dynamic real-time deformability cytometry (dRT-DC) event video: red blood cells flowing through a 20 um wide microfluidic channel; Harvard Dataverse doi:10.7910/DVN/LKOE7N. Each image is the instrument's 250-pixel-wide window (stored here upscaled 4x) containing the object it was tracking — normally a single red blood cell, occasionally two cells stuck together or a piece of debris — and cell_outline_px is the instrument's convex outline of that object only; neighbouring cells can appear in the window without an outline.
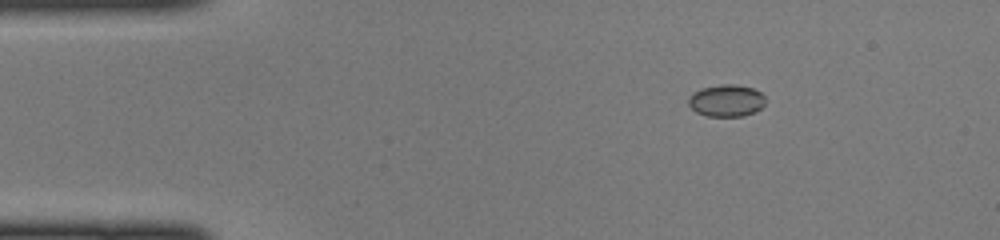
{"species": "common noctule bat (a hibernating species)", "species_latin": "Nyctalus noctula", "temperature_condition": "cold", "stored_images_in_passage": 41, "camera_frame_rate_fps": 3000, "um_per_image_px": 0.085, "animal": {"sex": "female", "body_mass_g": 22.0, "forearm_length_mm": 56.7}, "frame": {"image": 1, "passage_image": 1, "time_ms": 0.0, "image_size_px": [1000, 240], "cell_outline_px": [[764, 104], [760, 108], [744, 116], [708, 116], [696, 112], [688, 104], [688, 96], [692, 92], [700, 88], [724, 84], [736, 84], [752, 88], [760, 92], [764, 96]], "centroid_in_image_um": [61.7, 8.54], "position_along_channel_um": 23.3, "area_um2": 14.33}}
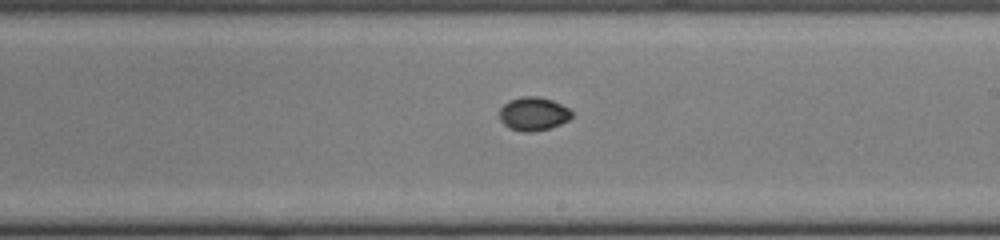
{"frame": {"image": 2, "passage_image": 21, "time_ms": 6.667, "image_size_px": [1000, 240], "cell_outline_px": [[572, 116], [568, 120], [560, 124], [548, 128], [532, 132], [524, 132], [508, 128], [500, 120], [500, 108], [508, 100], [524, 96], [540, 96], [552, 100], [568, 108], [572, 112]], "centroid_in_image_um": [45.32, 9.67], "position_along_channel_um": 243.7, "area_um2": 14.1}}
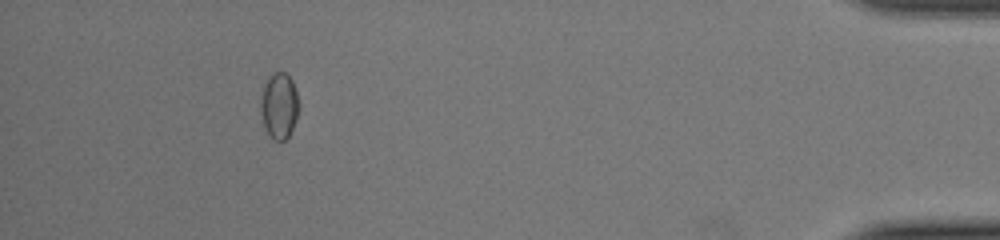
{"frame": {"image": 3, "passage_image": 37, "time_ms": 12.0, "image_size_px": [1000, 240], "cell_outline_px": [[300, 108], [296, 120], [288, 136], [284, 140], [276, 140], [268, 132], [264, 124], [260, 112], [260, 96], [264, 84], [268, 76], [272, 72], [284, 72], [292, 80], [300, 104]], "centroid_in_image_um": [23.73, 8.94], "position_along_channel_um": 411.5, "area_um2": 14.74}}